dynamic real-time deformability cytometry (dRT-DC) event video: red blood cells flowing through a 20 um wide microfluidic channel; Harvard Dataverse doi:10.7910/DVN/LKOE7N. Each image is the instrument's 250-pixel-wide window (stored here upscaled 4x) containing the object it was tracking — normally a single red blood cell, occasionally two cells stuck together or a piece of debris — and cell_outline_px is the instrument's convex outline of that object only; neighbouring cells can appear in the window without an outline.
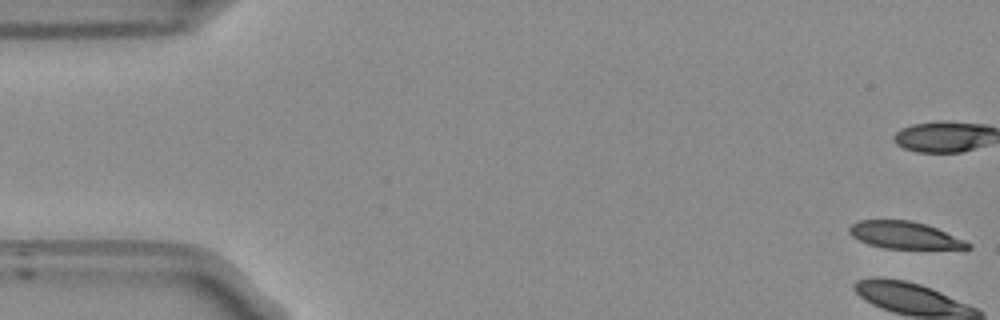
{"species": "Egyptian fruit bat (a non-hibernating species)", "species_latin": "Rousettus aegyptiacus", "temperature_condition": "room temperature", "stored_images_in_passage": 45, "camera_frame_rate_fps": 3000, "um_per_image_px": 0.085, "frame": {"image": 1, "passage_image": 1, "time_ms": 0.0, "image_size_px": [1000, 320], "cell_outline_px": [[972, 248], [884, 248], [868, 244], [852, 236], [848, 232], [848, 228], [852, 224], [860, 220], [912, 220], [936, 228], [964, 240], [972, 244]], "centroid_in_image_um": [76.85, 19.98], "position_along_channel_um": 8.1, "area_um2": 18.44}, "authors_computed_cell_mechanics": {"area_um2": 21.964, "velocity_mm_per_s": 3.8131, "shape_relaxation_time_tau1_ms": 2.9685, "shape_relaxation_time_tau2_ms": null, "deformation_change_tau1": 0.1775, "deformation_change_tau2": null}}